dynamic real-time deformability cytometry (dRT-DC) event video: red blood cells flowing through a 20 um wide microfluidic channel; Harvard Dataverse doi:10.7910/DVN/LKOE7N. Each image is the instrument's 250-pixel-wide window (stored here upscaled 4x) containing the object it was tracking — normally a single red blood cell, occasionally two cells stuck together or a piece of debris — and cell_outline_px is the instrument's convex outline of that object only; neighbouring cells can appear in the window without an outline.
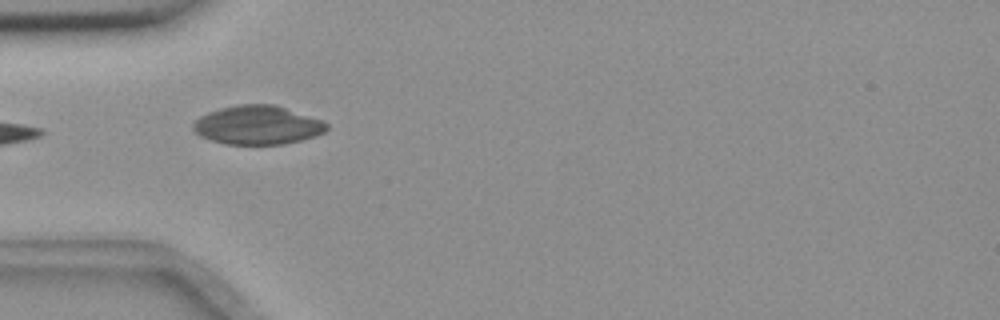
{"species": "common noctule bat (a hibernating species)", "species_latin": "Nyctalus noctula", "temperature_condition": "room temperature", "stored_images_in_passage": 11, "camera_frame_rate_fps": 3000, "um_per_image_px": 0.085, "animal": {"sex": "female", "body_mass_g": 18.4}, "frame": {"image": 1, "passage_image": 1, "time_ms": 0.0, "image_size_px": [1000, 320], "cell_outline_px": [[328, 128], [324, 132], [316, 136], [284, 144], [224, 144], [200, 136], [192, 128], [192, 124], [200, 116], [208, 112], [220, 108], [236, 104], [276, 104], [324, 120], [328, 124]], "centroid_in_image_um": [21.92, 10.62], "position_along_channel_um": 63.1, "area_um2": 30.46}}